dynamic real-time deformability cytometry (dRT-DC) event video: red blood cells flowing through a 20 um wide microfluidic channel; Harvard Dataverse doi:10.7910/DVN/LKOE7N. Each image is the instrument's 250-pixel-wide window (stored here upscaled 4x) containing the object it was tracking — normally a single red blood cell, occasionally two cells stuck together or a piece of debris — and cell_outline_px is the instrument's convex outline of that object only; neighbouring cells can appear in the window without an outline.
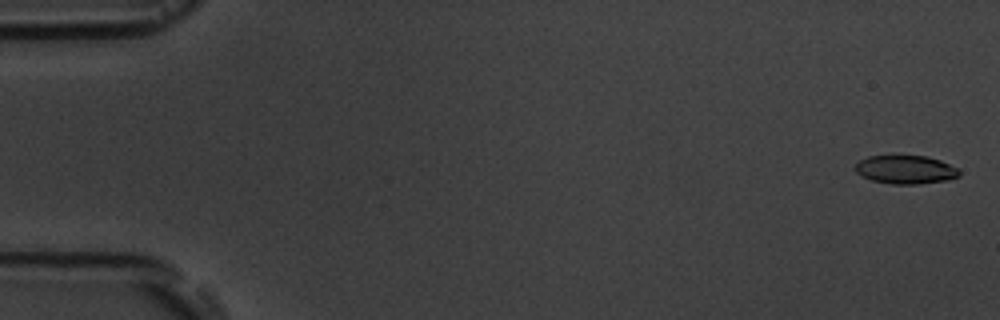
{"species": "common noctule bat (a hibernating species)", "species_latin": "Nyctalus noctula", "temperature_condition": "room temperature", "stored_images_in_passage": 9, "camera_frame_rate_fps": 3000, "um_per_image_px": 0.085, "animal": {"sex": "male", "body_mass_g": 19.5, "forearm_length_mm": 54.6}, "frame": {"image": 1, "passage_image": 1, "time_ms": 0.0, "image_size_px": [1000, 320], "cell_outline_px": [[960, 176], [948, 180], [916, 184], [892, 184], [872, 180], [860, 176], [852, 168], [860, 160], [868, 156], [928, 156], [940, 160], [956, 168], [960, 172]], "centroid_in_image_um": [76.94, 14.42], "position_along_channel_um": 8.1, "area_um2": 17.28}}
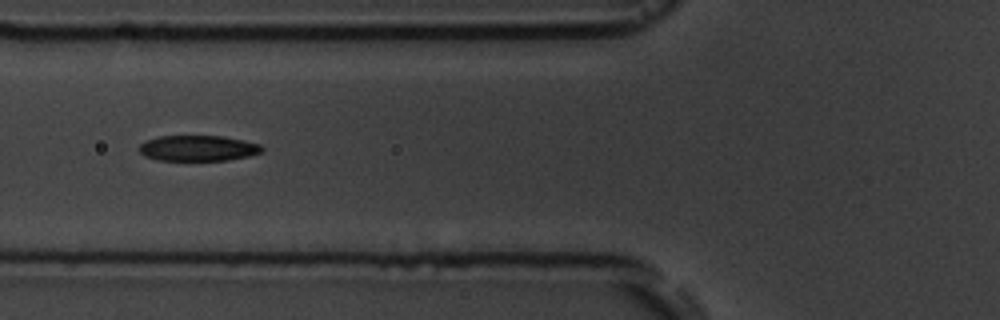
{"frame": {"image": 2, "passage_image": 7, "time_ms": 6.667, "image_size_px": [1000, 320], "cell_outline_px": [[264, 148], [260, 152], [248, 156], [228, 160], [156, 160], [144, 156], [136, 148], [140, 144], [156, 136], [224, 136], [244, 140], [260, 144]], "centroid_in_image_um": [16.8, 12.59], "position_along_channel_um": 109.0, "area_um2": 18.44}}
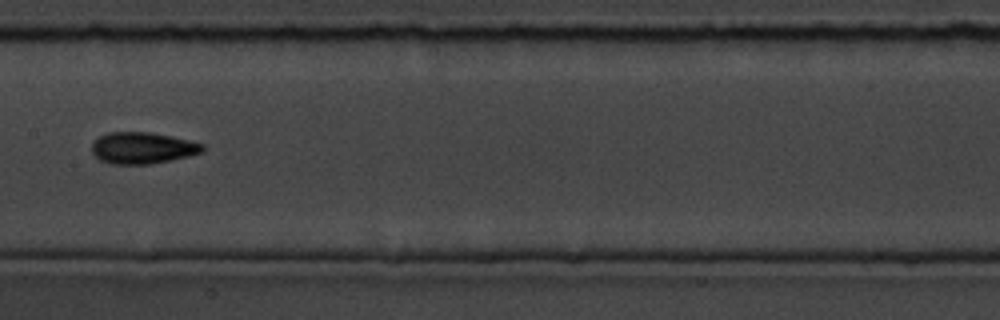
{"frame": {"image": 3, "passage_image": 9, "time_ms": 9.0, "image_size_px": [1000, 320], "cell_outline_px": [[204, 152], [188, 156], [148, 164], [112, 164], [100, 160], [92, 152], [92, 144], [100, 136], [108, 132], [148, 132], [172, 136], [204, 144]], "centroid_in_image_um": [12.12, 12.57], "position_along_channel_um": 195.3, "area_um2": 20.17}}